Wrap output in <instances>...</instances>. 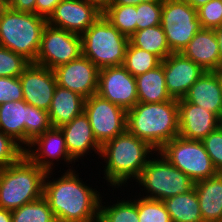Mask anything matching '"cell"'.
Here are the masks:
<instances>
[{
  "mask_svg": "<svg viewBox=\"0 0 222 222\" xmlns=\"http://www.w3.org/2000/svg\"><path fill=\"white\" fill-rule=\"evenodd\" d=\"M82 54L79 34L56 28L47 23L34 64L51 70L66 64Z\"/></svg>",
  "mask_w": 222,
  "mask_h": 222,
  "instance_id": "8fae6325",
  "label": "cell"
},
{
  "mask_svg": "<svg viewBox=\"0 0 222 222\" xmlns=\"http://www.w3.org/2000/svg\"><path fill=\"white\" fill-rule=\"evenodd\" d=\"M161 64V60L154 54L144 49L133 46L130 42L127 46L123 67L134 77L146 73Z\"/></svg>",
  "mask_w": 222,
  "mask_h": 222,
  "instance_id": "f546056e",
  "label": "cell"
},
{
  "mask_svg": "<svg viewBox=\"0 0 222 222\" xmlns=\"http://www.w3.org/2000/svg\"><path fill=\"white\" fill-rule=\"evenodd\" d=\"M161 26L172 53H181L202 29L197 9L185 0H163Z\"/></svg>",
  "mask_w": 222,
  "mask_h": 222,
  "instance_id": "30bf717a",
  "label": "cell"
},
{
  "mask_svg": "<svg viewBox=\"0 0 222 222\" xmlns=\"http://www.w3.org/2000/svg\"><path fill=\"white\" fill-rule=\"evenodd\" d=\"M203 222H222V173L194 183Z\"/></svg>",
  "mask_w": 222,
  "mask_h": 222,
  "instance_id": "603a6c76",
  "label": "cell"
},
{
  "mask_svg": "<svg viewBox=\"0 0 222 222\" xmlns=\"http://www.w3.org/2000/svg\"><path fill=\"white\" fill-rule=\"evenodd\" d=\"M6 5L15 11L35 13L36 0H7Z\"/></svg>",
  "mask_w": 222,
  "mask_h": 222,
  "instance_id": "ab89813d",
  "label": "cell"
},
{
  "mask_svg": "<svg viewBox=\"0 0 222 222\" xmlns=\"http://www.w3.org/2000/svg\"><path fill=\"white\" fill-rule=\"evenodd\" d=\"M57 85L85 99L97 94L99 69L84 55L53 69Z\"/></svg>",
  "mask_w": 222,
  "mask_h": 222,
  "instance_id": "9a60e30c",
  "label": "cell"
},
{
  "mask_svg": "<svg viewBox=\"0 0 222 222\" xmlns=\"http://www.w3.org/2000/svg\"><path fill=\"white\" fill-rule=\"evenodd\" d=\"M194 9L200 8L202 5L210 2L211 0H185Z\"/></svg>",
  "mask_w": 222,
  "mask_h": 222,
  "instance_id": "ee69618b",
  "label": "cell"
},
{
  "mask_svg": "<svg viewBox=\"0 0 222 222\" xmlns=\"http://www.w3.org/2000/svg\"><path fill=\"white\" fill-rule=\"evenodd\" d=\"M102 11L86 0H62L47 19L53 27L76 34H83L100 16Z\"/></svg>",
  "mask_w": 222,
  "mask_h": 222,
  "instance_id": "2e32d148",
  "label": "cell"
},
{
  "mask_svg": "<svg viewBox=\"0 0 222 222\" xmlns=\"http://www.w3.org/2000/svg\"><path fill=\"white\" fill-rule=\"evenodd\" d=\"M46 172L25 154L0 169V208L15 210L43 196Z\"/></svg>",
  "mask_w": 222,
  "mask_h": 222,
  "instance_id": "277c9868",
  "label": "cell"
},
{
  "mask_svg": "<svg viewBox=\"0 0 222 222\" xmlns=\"http://www.w3.org/2000/svg\"><path fill=\"white\" fill-rule=\"evenodd\" d=\"M159 151L194 182L210 178L218 173L200 140L177 136L168 141Z\"/></svg>",
  "mask_w": 222,
  "mask_h": 222,
  "instance_id": "9c48e42d",
  "label": "cell"
},
{
  "mask_svg": "<svg viewBox=\"0 0 222 222\" xmlns=\"http://www.w3.org/2000/svg\"><path fill=\"white\" fill-rule=\"evenodd\" d=\"M46 25L43 16L15 11L5 5L0 11V46L34 63Z\"/></svg>",
  "mask_w": 222,
  "mask_h": 222,
  "instance_id": "5b68a950",
  "label": "cell"
},
{
  "mask_svg": "<svg viewBox=\"0 0 222 222\" xmlns=\"http://www.w3.org/2000/svg\"><path fill=\"white\" fill-rule=\"evenodd\" d=\"M126 198L127 200L123 197L121 200L106 204L102 202L104 199L101 196L98 222H139L136 198Z\"/></svg>",
  "mask_w": 222,
  "mask_h": 222,
  "instance_id": "83f0119b",
  "label": "cell"
},
{
  "mask_svg": "<svg viewBox=\"0 0 222 222\" xmlns=\"http://www.w3.org/2000/svg\"><path fill=\"white\" fill-rule=\"evenodd\" d=\"M23 155L24 149L0 131V169L16 163Z\"/></svg>",
  "mask_w": 222,
  "mask_h": 222,
  "instance_id": "d590c367",
  "label": "cell"
},
{
  "mask_svg": "<svg viewBox=\"0 0 222 222\" xmlns=\"http://www.w3.org/2000/svg\"><path fill=\"white\" fill-rule=\"evenodd\" d=\"M221 87H222V70H221Z\"/></svg>",
  "mask_w": 222,
  "mask_h": 222,
  "instance_id": "7dc6e473",
  "label": "cell"
},
{
  "mask_svg": "<svg viewBox=\"0 0 222 222\" xmlns=\"http://www.w3.org/2000/svg\"><path fill=\"white\" fill-rule=\"evenodd\" d=\"M145 2H163V0H111L109 5H139Z\"/></svg>",
  "mask_w": 222,
  "mask_h": 222,
  "instance_id": "60d3db41",
  "label": "cell"
},
{
  "mask_svg": "<svg viewBox=\"0 0 222 222\" xmlns=\"http://www.w3.org/2000/svg\"><path fill=\"white\" fill-rule=\"evenodd\" d=\"M81 36L82 55L98 69L122 66L129 37L101 15Z\"/></svg>",
  "mask_w": 222,
  "mask_h": 222,
  "instance_id": "8992f818",
  "label": "cell"
},
{
  "mask_svg": "<svg viewBox=\"0 0 222 222\" xmlns=\"http://www.w3.org/2000/svg\"><path fill=\"white\" fill-rule=\"evenodd\" d=\"M85 98L69 90L56 86L48 110L52 127H61L84 112Z\"/></svg>",
  "mask_w": 222,
  "mask_h": 222,
  "instance_id": "cb8c5ba5",
  "label": "cell"
},
{
  "mask_svg": "<svg viewBox=\"0 0 222 222\" xmlns=\"http://www.w3.org/2000/svg\"><path fill=\"white\" fill-rule=\"evenodd\" d=\"M62 0H36L35 14L48 19Z\"/></svg>",
  "mask_w": 222,
  "mask_h": 222,
  "instance_id": "f35d334b",
  "label": "cell"
},
{
  "mask_svg": "<svg viewBox=\"0 0 222 222\" xmlns=\"http://www.w3.org/2000/svg\"><path fill=\"white\" fill-rule=\"evenodd\" d=\"M163 2H145L136 5V30L161 25Z\"/></svg>",
  "mask_w": 222,
  "mask_h": 222,
  "instance_id": "836d02e7",
  "label": "cell"
},
{
  "mask_svg": "<svg viewBox=\"0 0 222 222\" xmlns=\"http://www.w3.org/2000/svg\"><path fill=\"white\" fill-rule=\"evenodd\" d=\"M127 130L159 151L179 136L178 100L138 102L127 111Z\"/></svg>",
  "mask_w": 222,
  "mask_h": 222,
  "instance_id": "3957f363",
  "label": "cell"
},
{
  "mask_svg": "<svg viewBox=\"0 0 222 222\" xmlns=\"http://www.w3.org/2000/svg\"><path fill=\"white\" fill-rule=\"evenodd\" d=\"M97 94L128 111L138 103L136 78L123 65L101 68Z\"/></svg>",
  "mask_w": 222,
  "mask_h": 222,
  "instance_id": "4fadbf2b",
  "label": "cell"
},
{
  "mask_svg": "<svg viewBox=\"0 0 222 222\" xmlns=\"http://www.w3.org/2000/svg\"><path fill=\"white\" fill-rule=\"evenodd\" d=\"M52 179L53 171L46 172L43 196L57 222H98L101 194L79 178L74 167ZM52 175V176H51ZM51 179V180H50ZM88 185V186H87ZM96 189V190H95Z\"/></svg>",
  "mask_w": 222,
  "mask_h": 222,
  "instance_id": "6da1fadb",
  "label": "cell"
},
{
  "mask_svg": "<svg viewBox=\"0 0 222 222\" xmlns=\"http://www.w3.org/2000/svg\"><path fill=\"white\" fill-rule=\"evenodd\" d=\"M179 136L202 141L220 126L221 119L201 106L178 100Z\"/></svg>",
  "mask_w": 222,
  "mask_h": 222,
  "instance_id": "d6986e66",
  "label": "cell"
},
{
  "mask_svg": "<svg viewBox=\"0 0 222 222\" xmlns=\"http://www.w3.org/2000/svg\"><path fill=\"white\" fill-rule=\"evenodd\" d=\"M84 113L101 146L127 130V111L98 94L85 99Z\"/></svg>",
  "mask_w": 222,
  "mask_h": 222,
  "instance_id": "7c38bea8",
  "label": "cell"
},
{
  "mask_svg": "<svg viewBox=\"0 0 222 222\" xmlns=\"http://www.w3.org/2000/svg\"><path fill=\"white\" fill-rule=\"evenodd\" d=\"M136 6L108 5L102 15L122 34L131 37L136 32Z\"/></svg>",
  "mask_w": 222,
  "mask_h": 222,
  "instance_id": "f1b7e54d",
  "label": "cell"
},
{
  "mask_svg": "<svg viewBox=\"0 0 222 222\" xmlns=\"http://www.w3.org/2000/svg\"><path fill=\"white\" fill-rule=\"evenodd\" d=\"M167 92L172 99H183L205 70L182 53H171L162 60Z\"/></svg>",
  "mask_w": 222,
  "mask_h": 222,
  "instance_id": "ac0fdd59",
  "label": "cell"
},
{
  "mask_svg": "<svg viewBox=\"0 0 222 222\" xmlns=\"http://www.w3.org/2000/svg\"><path fill=\"white\" fill-rule=\"evenodd\" d=\"M30 63L24 56L0 46V77H19Z\"/></svg>",
  "mask_w": 222,
  "mask_h": 222,
  "instance_id": "d6a6232c",
  "label": "cell"
},
{
  "mask_svg": "<svg viewBox=\"0 0 222 222\" xmlns=\"http://www.w3.org/2000/svg\"><path fill=\"white\" fill-rule=\"evenodd\" d=\"M7 0H0V11L6 5Z\"/></svg>",
  "mask_w": 222,
  "mask_h": 222,
  "instance_id": "bcb514c9",
  "label": "cell"
},
{
  "mask_svg": "<svg viewBox=\"0 0 222 222\" xmlns=\"http://www.w3.org/2000/svg\"><path fill=\"white\" fill-rule=\"evenodd\" d=\"M23 100L34 107L48 111L54 96L57 81L54 71L34 63L19 76Z\"/></svg>",
  "mask_w": 222,
  "mask_h": 222,
  "instance_id": "e0dca14e",
  "label": "cell"
},
{
  "mask_svg": "<svg viewBox=\"0 0 222 222\" xmlns=\"http://www.w3.org/2000/svg\"><path fill=\"white\" fill-rule=\"evenodd\" d=\"M155 154L149 158L141 175L134 181L136 185L141 186L140 191L146 194L139 192L138 196L163 201L178 194L188 193L194 188L195 182L171 164L160 151Z\"/></svg>",
  "mask_w": 222,
  "mask_h": 222,
  "instance_id": "52a82bcc",
  "label": "cell"
},
{
  "mask_svg": "<svg viewBox=\"0 0 222 222\" xmlns=\"http://www.w3.org/2000/svg\"><path fill=\"white\" fill-rule=\"evenodd\" d=\"M95 4L101 11H103L110 3L111 0H86Z\"/></svg>",
  "mask_w": 222,
  "mask_h": 222,
  "instance_id": "7bdbcfd3",
  "label": "cell"
},
{
  "mask_svg": "<svg viewBox=\"0 0 222 222\" xmlns=\"http://www.w3.org/2000/svg\"><path fill=\"white\" fill-rule=\"evenodd\" d=\"M217 172L222 173V127H217L202 140Z\"/></svg>",
  "mask_w": 222,
  "mask_h": 222,
  "instance_id": "8d00e7d4",
  "label": "cell"
},
{
  "mask_svg": "<svg viewBox=\"0 0 222 222\" xmlns=\"http://www.w3.org/2000/svg\"><path fill=\"white\" fill-rule=\"evenodd\" d=\"M24 154L45 172L54 171L55 164L58 166L59 161L65 165L76 164L69 155L64 135L59 127H51L38 136L24 150Z\"/></svg>",
  "mask_w": 222,
  "mask_h": 222,
  "instance_id": "5bb4252c",
  "label": "cell"
},
{
  "mask_svg": "<svg viewBox=\"0 0 222 222\" xmlns=\"http://www.w3.org/2000/svg\"><path fill=\"white\" fill-rule=\"evenodd\" d=\"M214 30H215V35L218 40V46H219L220 57H221V62H222V26H220Z\"/></svg>",
  "mask_w": 222,
  "mask_h": 222,
  "instance_id": "f6af8a7d",
  "label": "cell"
},
{
  "mask_svg": "<svg viewBox=\"0 0 222 222\" xmlns=\"http://www.w3.org/2000/svg\"><path fill=\"white\" fill-rule=\"evenodd\" d=\"M156 152L147 142L128 130L101 146L100 160H104L103 179L113 189L127 187L137 180L149 158ZM127 183V184H126ZM123 186V187H122Z\"/></svg>",
  "mask_w": 222,
  "mask_h": 222,
  "instance_id": "7a4b0ae2",
  "label": "cell"
},
{
  "mask_svg": "<svg viewBox=\"0 0 222 222\" xmlns=\"http://www.w3.org/2000/svg\"><path fill=\"white\" fill-rule=\"evenodd\" d=\"M138 102L160 103L173 100L166 89L163 64L135 77Z\"/></svg>",
  "mask_w": 222,
  "mask_h": 222,
  "instance_id": "d4e9b609",
  "label": "cell"
},
{
  "mask_svg": "<svg viewBox=\"0 0 222 222\" xmlns=\"http://www.w3.org/2000/svg\"><path fill=\"white\" fill-rule=\"evenodd\" d=\"M135 197L139 222H172L163 201Z\"/></svg>",
  "mask_w": 222,
  "mask_h": 222,
  "instance_id": "1f68e13d",
  "label": "cell"
},
{
  "mask_svg": "<svg viewBox=\"0 0 222 222\" xmlns=\"http://www.w3.org/2000/svg\"><path fill=\"white\" fill-rule=\"evenodd\" d=\"M184 99L222 118L221 70L205 71L190 87Z\"/></svg>",
  "mask_w": 222,
  "mask_h": 222,
  "instance_id": "44dd1931",
  "label": "cell"
},
{
  "mask_svg": "<svg viewBox=\"0 0 222 222\" xmlns=\"http://www.w3.org/2000/svg\"><path fill=\"white\" fill-rule=\"evenodd\" d=\"M205 71L222 70L218 40L214 29H201L181 52Z\"/></svg>",
  "mask_w": 222,
  "mask_h": 222,
  "instance_id": "7402d4cb",
  "label": "cell"
},
{
  "mask_svg": "<svg viewBox=\"0 0 222 222\" xmlns=\"http://www.w3.org/2000/svg\"><path fill=\"white\" fill-rule=\"evenodd\" d=\"M129 42L137 48L144 49L156 55L161 61L172 53L161 25L136 30V32L129 37Z\"/></svg>",
  "mask_w": 222,
  "mask_h": 222,
  "instance_id": "4316f807",
  "label": "cell"
},
{
  "mask_svg": "<svg viewBox=\"0 0 222 222\" xmlns=\"http://www.w3.org/2000/svg\"><path fill=\"white\" fill-rule=\"evenodd\" d=\"M0 222H12V212L4 208H0Z\"/></svg>",
  "mask_w": 222,
  "mask_h": 222,
  "instance_id": "b9f144b4",
  "label": "cell"
},
{
  "mask_svg": "<svg viewBox=\"0 0 222 222\" xmlns=\"http://www.w3.org/2000/svg\"><path fill=\"white\" fill-rule=\"evenodd\" d=\"M163 203L172 222H203L195 188L164 199Z\"/></svg>",
  "mask_w": 222,
  "mask_h": 222,
  "instance_id": "484cf974",
  "label": "cell"
},
{
  "mask_svg": "<svg viewBox=\"0 0 222 222\" xmlns=\"http://www.w3.org/2000/svg\"><path fill=\"white\" fill-rule=\"evenodd\" d=\"M19 100H23L19 77H0V105Z\"/></svg>",
  "mask_w": 222,
  "mask_h": 222,
  "instance_id": "74e56055",
  "label": "cell"
},
{
  "mask_svg": "<svg viewBox=\"0 0 222 222\" xmlns=\"http://www.w3.org/2000/svg\"><path fill=\"white\" fill-rule=\"evenodd\" d=\"M51 127L48 111L27 104L24 100L0 105V131L24 150Z\"/></svg>",
  "mask_w": 222,
  "mask_h": 222,
  "instance_id": "ba28073f",
  "label": "cell"
},
{
  "mask_svg": "<svg viewBox=\"0 0 222 222\" xmlns=\"http://www.w3.org/2000/svg\"><path fill=\"white\" fill-rule=\"evenodd\" d=\"M59 128L64 135L69 155L75 162L80 159L83 161V157L87 158L86 154H92L93 151L99 159L101 145L94 137L89 118L84 112Z\"/></svg>",
  "mask_w": 222,
  "mask_h": 222,
  "instance_id": "ffe728a7",
  "label": "cell"
},
{
  "mask_svg": "<svg viewBox=\"0 0 222 222\" xmlns=\"http://www.w3.org/2000/svg\"><path fill=\"white\" fill-rule=\"evenodd\" d=\"M11 212L12 222H57L44 196Z\"/></svg>",
  "mask_w": 222,
  "mask_h": 222,
  "instance_id": "4dcf8cb0",
  "label": "cell"
},
{
  "mask_svg": "<svg viewBox=\"0 0 222 222\" xmlns=\"http://www.w3.org/2000/svg\"><path fill=\"white\" fill-rule=\"evenodd\" d=\"M202 29H216L222 26V2L211 0L197 9Z\"/></svg>",
  "mask_w": 222,
  "mask_h": 222,
  "instance_id": "e575fe53",
  "label": "cell"
}]
</instances>
